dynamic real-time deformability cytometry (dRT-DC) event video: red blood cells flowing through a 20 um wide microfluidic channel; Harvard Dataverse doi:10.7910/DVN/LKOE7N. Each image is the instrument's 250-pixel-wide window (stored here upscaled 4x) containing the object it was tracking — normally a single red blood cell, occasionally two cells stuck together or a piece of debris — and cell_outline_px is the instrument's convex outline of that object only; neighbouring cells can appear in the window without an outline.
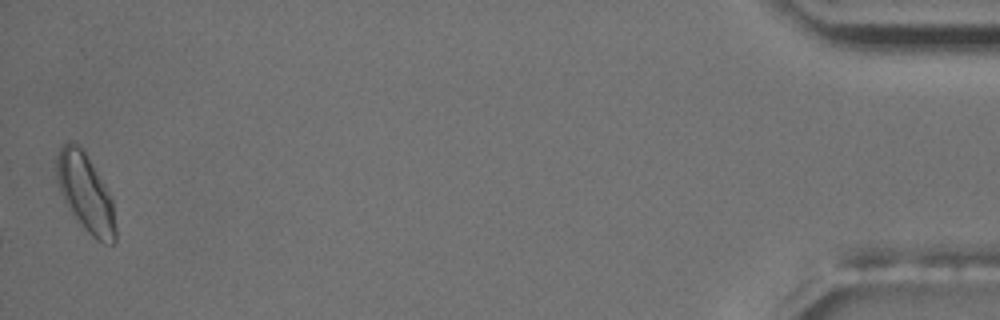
{"species": "common noctule bat (a hibernating species)", "species_latin": "Nyctalus noctula", "temperature_condition": "room temperature", "stored_images_in_passage": 17, "camera_frame_rate_fps": 3000, "um_per_image_px": 0.085, "animal": {"sex": "male", "body_mass_g": 17.5, "forearm_length_mm": 52.3}, "frame": {"image": 1, "passage_image": 17, "time_ms": 18.667, "image_size_px": [1000, 320], "cell_outline_px": [[116, 244], [104, 244], [96, 240], [84, 228], [68, 208], [60, 192], [56, 176], [56, 156], [60, 148], [68, 140], [72, 140], [84, 152], [104, 184], [112, 200], [116, 228]], "centroid_in_image_um": [7.26, 16.43], "position_along_channel_um": 427.9, "area_um2": 26.53}, "authors_computed_cell_mechanics": {"area_um2": 21.675, "velocity_mm_per_s": 3.5284, "shape_relaxation_time_tau1_ms": 4.3815, "shape_relaxation_time_tau2_ms": 1.2101, "deformation_change_tau1": 0.0931, "deformation_change_tau2": 0.0642}}